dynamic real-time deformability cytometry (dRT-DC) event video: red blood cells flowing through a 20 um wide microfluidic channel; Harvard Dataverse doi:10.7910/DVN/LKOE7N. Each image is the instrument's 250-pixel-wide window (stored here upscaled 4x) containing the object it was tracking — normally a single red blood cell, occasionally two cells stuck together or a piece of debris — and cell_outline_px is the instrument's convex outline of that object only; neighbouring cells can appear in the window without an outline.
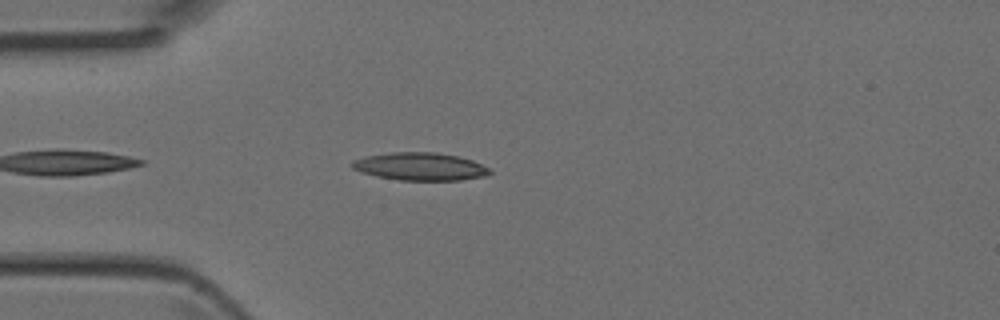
{"species": "Egyptian fruit bat (a non-hibernating species)", "species_latin": "Rousettus aegyptiacus", "temperature_condition": "room temperature", "stored_images_in_passage": 5, "camera_frame_rate_fps": 3000, "um_per_image_px": 0.085, "animal": {"sex": "female"}, "frame": {"image": 1, "passage_image": 4, "time_ms": 1.0, "image_size_px": [1000, 320], "cell_outline_px": [[492, 172], [488, 176], [460, 180], [400, 180], [376, 176], [360, 172], [352, 168], [352, 160], [364, 156], [392, 152], [436, 152], [456, 156], [472, 160], [492, 168]], "centroid_in_image_um": [35.74, 14.15], "position_along_channel_um": 49.3, "area_um2": 22.48}}